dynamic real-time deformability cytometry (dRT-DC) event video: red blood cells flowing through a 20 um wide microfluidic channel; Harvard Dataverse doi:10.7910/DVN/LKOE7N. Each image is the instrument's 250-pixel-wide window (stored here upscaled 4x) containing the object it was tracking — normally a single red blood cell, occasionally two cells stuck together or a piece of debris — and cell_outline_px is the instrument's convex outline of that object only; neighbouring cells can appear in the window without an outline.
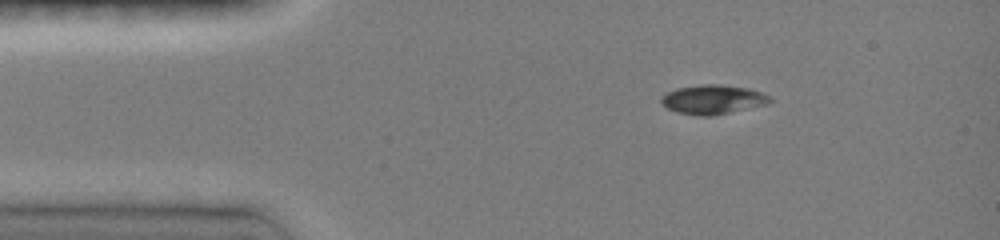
{"species": "common noctule bat (a hibernating species)", "species_latin": "Nyctalus noctula", "temperature_condition": "room temperature", "stored_images_in_passage": 10, "camera_frame_rate_fps": 3000, "um_per_image_px": 0.085, "animal": {"sex": "female", "body_mass_g": 19.0, "forearm_length_mm": 51.5}, "frame": {"image": 1, "passage_image": 1, "time_ms": 0.0, "image_size_px": [1000, 240], "cell_outline_px": [[772, 100], [768, 104], [712, 116], [700, 116], [676, 112], [660, 104], [660, 96], [676, 88], [700, 84], [720, 84], [748, 88], [772, 96]], "centroid_in_image_um": [60.58, 8.45], "position_along_channel_um": 24.4, "area_um2": 18.73}}
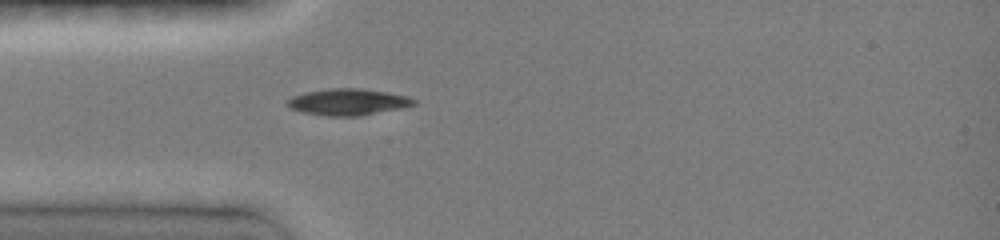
{"frame": {"image": 2, "passage_image": 5, "time_ms": 2.0, "image_size_px": [1000, 240], "cell_outline_px": [[416, 104], [400, 108], [360, 116], [328, 116], [304, 112], [288, 108], [284, 104], [292, 96], [304, 92], [328, 88], [360, 88], [388, 92], [408, 96], [416, 100]], "centroid_in_image_um": [29.55, 8.66], "position_along_channel_um": 55.5, "area_um2": 19.65}}
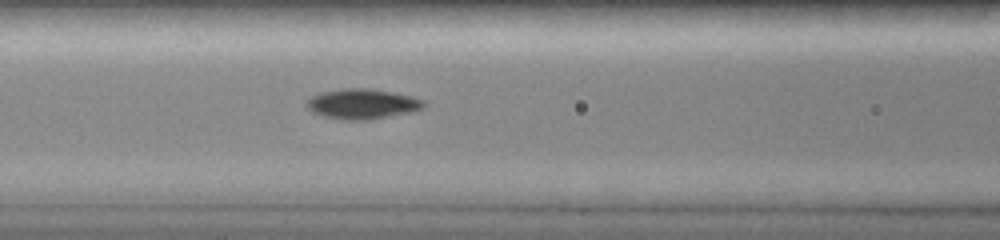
{"frame": {"image": 3, "passage_image": 10, "time_ms": 4.0, "image_size_px": [1000, 240], "cell_outline_px": [[428, 104], [424, 108], [412, 112], [368, 120], [348, 120], [324, 116], [312, 112], [308, 108], [308, 100], [312, 96], [324, 92], [344, 88], [368, 88], [392, 92], [412, 96], [424, 100]], "centroid_in_image_um": [30.87, 8.83], "position_along_channel_um": 135.7, "area_um2": 20.46}}